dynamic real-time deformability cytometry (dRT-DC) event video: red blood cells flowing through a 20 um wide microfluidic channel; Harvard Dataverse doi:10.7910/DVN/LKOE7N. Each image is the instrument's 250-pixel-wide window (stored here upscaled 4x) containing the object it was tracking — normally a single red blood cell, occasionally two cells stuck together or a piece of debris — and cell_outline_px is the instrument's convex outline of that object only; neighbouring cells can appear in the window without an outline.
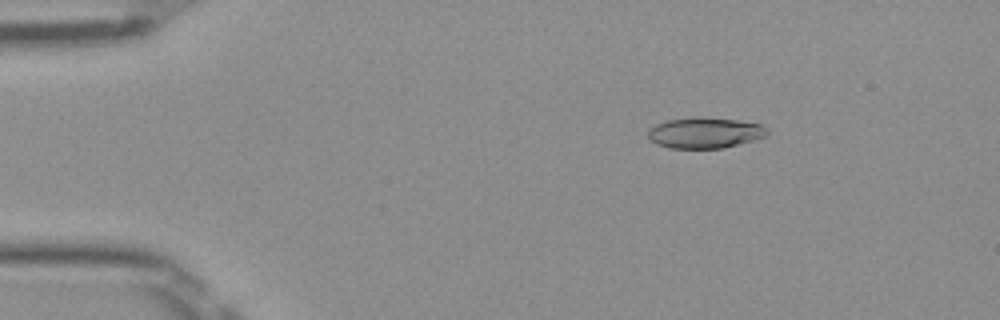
{"species": "Egyptian fruit bat (a non-hibernating species)", "species_latin": "Rousettus aegyptiacus", "temperature_condition": "room temperature", "stored_images_in_passage": 51, "camera_frame_rate_fps": 3000, "um_per_image_px": 0.085, "frame": {"image": 1, "passage_image": 8, "time_ms": 2.333, "image_size_px": [1000, 320], "cell_outline_px": [[768, 132], [764, 136], [752, 140], [720, 148], [668, 148], [656, 144], [648, 136], [648, 128], [656, 124], [668, 120], [736, 120], [760, 124]], "centroid_in_image_um": [59.85, 11.34], "position_along_channel_um": 25.1, "area_um2": 20.11}}
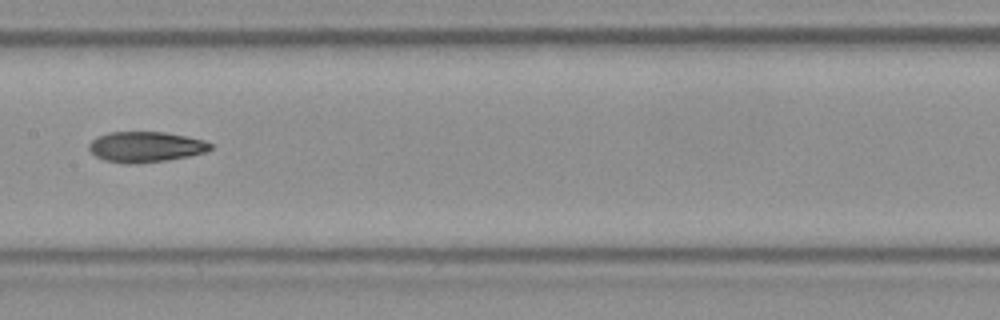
{"frame": {"image": 2, "passage_image": 26, "time_ms": 8.333, "image_size_px": [1000, 320], "cell_outline_px": [[212, 148], [204, 152], [188, 156], [168, 160], [136, 164], [128, 164], [104, 160], [96, 156], [88, 148], [88, 144], [96, 136], [108, 132], [164, 132], [204, 140], [212, 144]], "centroid_in_image_um": [12.34, 12.48], "position_along_channel_um": 195.1, "area_um2": 21.62}}
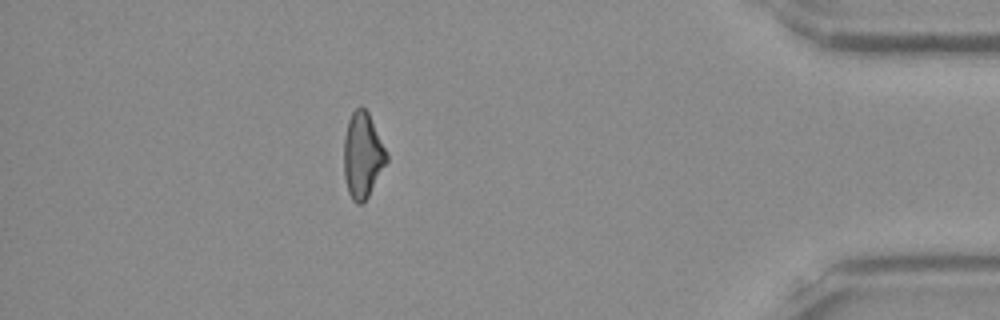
{"frame": {"image": 3, "passage_image": 45, "time_ms": 14.667, "image_size_px": [1000, 320], "cell_outline_px": [[388, 160], [364, 204], [356, 204], [352, 200], [348, 192], [344, 176], [344, 136], [348, 120], [352, 112], [360, 104], [368, 112], [388, 156]], "centroid_in_image_um": [30.8, 13.22], "position_along_channel_um": 404.4, "area_um2": 21.27}, "authors_computed_cell_mechanics": {"area_um2": 21.7906, "velocity_mm_per_s": 4.0189, "shape_relaxation_time_tau1_ms": null, "shape_relaxation_time_tau2_ms": 5.8766, "deformation_change_tau1": null, "deformation_change_tau2": 0.145}}